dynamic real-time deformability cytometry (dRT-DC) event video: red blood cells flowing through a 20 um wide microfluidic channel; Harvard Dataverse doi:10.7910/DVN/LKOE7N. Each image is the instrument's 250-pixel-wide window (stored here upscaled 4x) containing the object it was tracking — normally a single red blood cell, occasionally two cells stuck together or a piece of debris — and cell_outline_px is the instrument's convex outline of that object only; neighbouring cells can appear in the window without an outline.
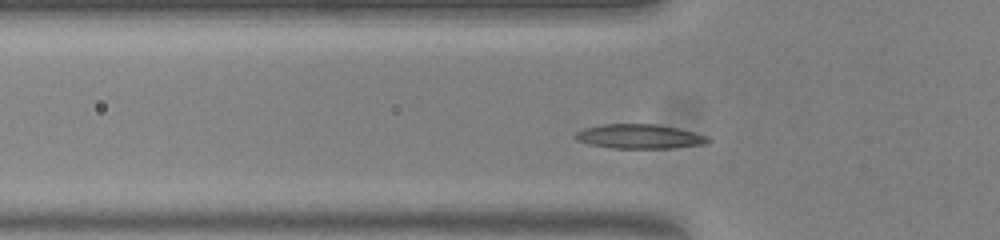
{"species": "common noctule bat (a hibernating species)", "species_latin": "Nyctalus noctula", "temperature_condition": "warm", "stored_images_in_passage": 44, "camera_frame_rate_fps": 3000, "um_per_image_px": 0.085, "animal": {"sex": "female", "body_mass_g": 23.0, "forearm_length_mm": 53.4}, "frame": {"image": 1, "passage_image": 11, "time_ms": 3.333, "image_size_px": [1000, 240], "cell_outline_px": [[712, 140], [704, 144], [668, 148], [612, 148], [588, 144], [576, 140], [572, 136], [576, 132], [584, 128], [600, 124], [656, 124], [676, 128], [708, 136]], "centroid_in_image_um": [54.29, 11.6], "position_along_channel_um": 71.5, "area_um2": 18.84}}
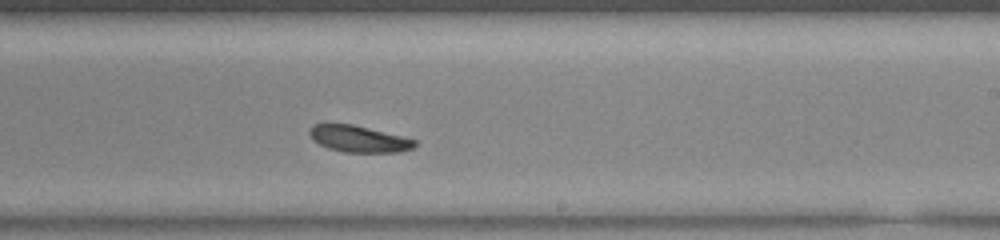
{"frame": {"image": 2, "passage_image": 26, "time_ms": 8.333, "image_size_px": [1000, 240], "cell_outline_px": [[416, 144], [412, 148], [400, 152], [344, 152], [328, 148], [312, 140], [308, 132], [312, 124], [328, 120], [352, 124], [416, 140]], "centroid_in_image_um": [30.37, 11.76], "position_along_channel_um": 258.6, "area_um2": 16.65}}
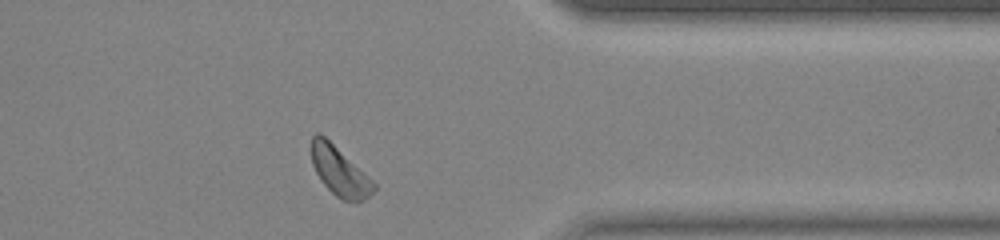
{"frame": {"image": 3, "passage_image": 37, "time_ms": 12.0, "image_size_px": [1000, 240], "cell_outline_px": [[376, 188], [364, 200], [356, 204], [344, 200], [336, 196], [320, 180], [312, 164], [308, 148], [312, 136], [316, 132], [320, 132], [372, 180], [376, 184]], "centroid_in_image_um": [28.81, 14.54], "position_along_channel_um": 382.6, "area_um2": 17.98}, "authors_computed_cell_mechanics": {"area_um2": 17.1377, "velocity_mm_per_s": 3.7444, "shape_relaxation_time_tau1_ms": 2.0685, "shape_relaxation_time_tau2_ms": null, "deformation_change_tau1": 0.0763, "deformation_change_tau2": null}}